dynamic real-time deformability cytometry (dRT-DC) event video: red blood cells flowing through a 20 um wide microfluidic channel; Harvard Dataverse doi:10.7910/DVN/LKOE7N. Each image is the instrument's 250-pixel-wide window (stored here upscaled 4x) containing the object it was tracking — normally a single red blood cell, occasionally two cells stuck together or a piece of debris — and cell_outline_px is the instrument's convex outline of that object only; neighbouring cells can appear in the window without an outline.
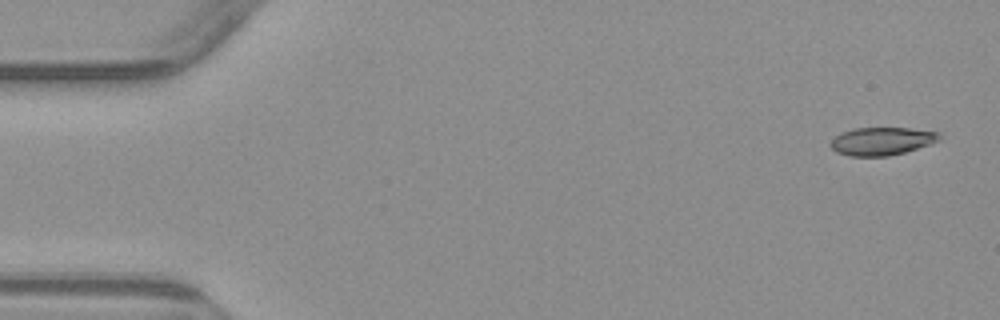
{"species": "common noctule bat (a hibernating species)", "species_latin": "Nyctalus noctula", "temperature_condition": "warm", "stored_images_in_passage": 5, "camera_frame_rate_fps": 3000, "um_per_image_px": 0.085, "animal": {"sex": "male", "body_mass_g": 23.1, "forearm_length_mm": 52.7}, "frame": {"image": 1, "passage_image": 1, "time_ms": 0.0, "image_size_px": [1000, 320], "cell_outline_px": [[940, 140], [932, 144], [904, 152], [888, 156], [848, 156], [836, 152], [828, 144], [840, 132], [852, 128], [908, 128], [940, 132]], "centroid_in_image_um": [74.94, 12.0], "position_along_channel_um": 10.1, "area_um2": 17.86}}